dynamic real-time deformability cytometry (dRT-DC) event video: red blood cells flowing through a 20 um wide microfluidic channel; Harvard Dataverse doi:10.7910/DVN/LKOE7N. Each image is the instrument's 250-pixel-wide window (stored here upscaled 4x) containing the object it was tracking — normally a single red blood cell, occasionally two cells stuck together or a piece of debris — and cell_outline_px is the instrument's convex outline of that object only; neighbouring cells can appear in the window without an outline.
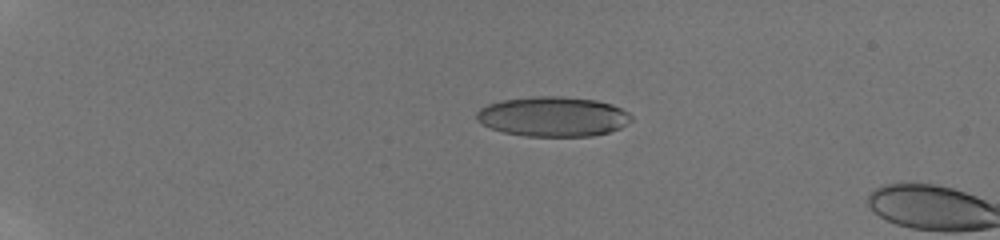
{"species": "human", "species_latin": "Homo sapiens", "temperature_condition": "room temperature", "stored_images_in_passage": 20, "camera_frame_rate_fps": 3000, "um_per_image_px": 0.085, "donor": {"sex": "male"}, "frame": {"image": 1, "passage_image": 17, "time_ms": 5.0, "image_size_px": [1000, 240], "cell_outline_px": [[632, 120], [620, 128], [608, 132], [592, 136], [524, 136], [504, 132], [480, 124], [476, 120], [476, 112], [480, 108], [488, 104], [504, 100], [536, 96], [560, 96], [596, 100], [612, 104], [628, 112], [632, 116]], "centroid_in_image_um": [47.0, 9.91], "position_along_channel_um": 38.0, "area_um2": 35.95}}